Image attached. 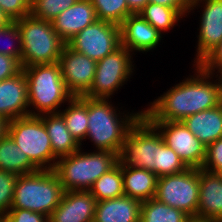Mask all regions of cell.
<instances>
[{"label":"cell","instance_id":"obj_34","mask_svg":"<svg viewBox=\"0 0 222 222\" xmlns=\"http://www.w3.org/2000/svg\"><path fill=\"white\" fill-rule=\"evenodd\" d=\"M202 169L213 173H219L222 170V138L206 147V159Z\"/></svg>","mask_w":222,"mask_h":222},{"label":"cell","instance_id":"obj_13","mask_svg":"<svg viewBox=\"0 0 222 222\" xmlns=\"http://www.w3.org/2000/svg\"><path fill=\"white\" fill-rule=\"evenodd\" d=\"M188 168L201 169L206 159V146L193 135L182 121H150Z\"/></svg>","mask_w":222,"mask_h":222},{"label":"cell","instance_id":"obj_38","mask_svg":"<svg viewBox=\"0 0 222 222\" xmlns=\"http://www.w3.org/2000/svg\"><path fill=\"white\" fill-rule=\"evenodd\" d=\"M21 70V63L15 57L0 54V81L15 76Z\"/></svg>","mask_w":222,"mask_h":222},{"label":"cell","instance_id":"obj_27","mask_svg":"<svg viewBox=\"0 0 222 222\" xmlns=\"http://www.w3.org/2000/svg\"><path fill=\"white\" fill-rule=\"evenodd\" d=\"M97 202L124 196L122 163L119 161L104 173L88 190Z\"/></svg>","mask_w":222,"mask_h":222},{"label":"cell","instance_id":"obj_8","mask_svg":"<svg viewBox=\"0 0 222 222\" xmlns=\"http://www.w3.org/2000/svg\"><path fill=\"white\" fill-rule=\"evenodd\" d=\"M161 138L157 128L142 114L125 137L119 161L126 167L146 169L158 176Z\"/></svg>","mask_w":222,"mask_h":222},{"label":"cell","instance_id":"obj_41","mask_svg":"<svg viewBox=\"0 0 222 222\" xmlns=\"http://www.w3.org/2000/svg\"><path fill=\"white\" fill-rule=\"evenodd\" d=\"M9 121L0 115V139L8 134Z\"/></svg>","mask_w":222,"mask_h":222},{"label":"cell","instance_id":"obj_32","mask_svg":"<svg viewBox=\"0 0 222 222\" xmlns=\"http://www.w3.org/2000/svg\"><path fill=\"white\" fill-rule=\"evenodd\" d=\"M0 39H4V41L6 39L9 41L6 43L5 47H0V54L15 57L20 62L22 55V42L18 25L12 21L8 26L0 28Z\"/></svg>","mask_w":222,"mask_h":222},{"label":"cell","instance_id":"obj_39","mask_svg":"<svg viewBox=\"0 0 222 222\" xmlns=\"http://www.w3.org/2000/svg\"><path fill=\"white\" fill-rule=\"evenodd\" d=\"M149 2L160 4L170 8H176L185 18L190 17L188 11L191 0H149Z\"/></svg>","mask_w":222,"mask_h":222},{"label":"cell","instance_id":"obj_10","mask_svg":"<svg viewBox=\"0 0 222 222\" xmlns=\"http://www.w3.org/2000/svg\"><path fill=\"white\" fill-rule=\"evenodd\" d=\"M155 198L190 217H197L199 169L188 168L178 174L158 177Z\"/></svg>","mask_w":222,"mask_h":222},{"label":"cell","instance_id":"obj_17","mask_svg":"<svg viewBox=\"0 0 222 222\" xmlns=\"http://www.w3.org/2000/svg\"><path fill=\"white\" fill-rule=\"evenodd\" d=\"M0 115L8 121L29 115L27 79L23 69L0 81Z\"/></svg>","mask_w":222,"mask_h":222},{"label":"cell","instance_id":"obj_15","mask_svg":"<svg viewBox=\"0 0 222 222\" xmlns=\"http://www.w3.org/2000/svg\"><path fill=\"white\" fill-rule=\"evenodd\" d=\"M119 26L121 46L127 48L133 55L137 53L146 55L160 47L159 45L165 40L164 36L139 13L129 15Z\"/></svg>","mask_w":222,"mask_h":222},{"label":"cell","instance_id":"obj_31","mask_svg":"<svg viewBox=\"0 0 222 222\" xmlns=\"http://www.w3.org/2000/svg\"><path fill=\"white\" fill-rule=\"evenodd\" d=\"M188 167L179 155L166 145L163 138L159 140L158 177L164 175L178 174Z\"/></svg>","mask_w":222,"mask_h":222},{"label":"cell","instance_id":"obj_21","mask_svg":"<svg viewBox=\"0 0 222 222\" xmlns=\"http://www.w3.org/2000/svg\"><path fill=\"white\" fill-rule=\"evenodd\" d=\"M141 202L122 196L96 203L93 222H139Z\"/></svg>","mask_w":222,"mask_h":222},{"label":"cell","instance_id":"obj_45","mask_svg":"<svg viewBox=\"0 0 222 222\" xmlns=\"http://www.w3.org/2000/svg\"><path fill=\"white\" fill-rule=\"evenodd\" d=\"M220 176H221V178H222V170L218 173Z\"/></svg>","mask_w":222,"mask_h":222},{"label":"cell","instance_id":"obj_20","mask_svg":"<svg viewBox=\"0 0 222 222\" xmlns=\"http://www.w3.org/2000/svg\"><path fill=\"white\" fill-rule=\"evenodd\" d=\"M182 122L207 147L222 138V103L215 108L192 114Z\"/></svg>","mask_w":222,"mask_h":222},{"label":"cell","instance_id":"obj_44","mask_svg":"<svg viewBox=\"0 0 222 222\" xmlns=\"http://www.w3.org/2000/svg\"><path fill=\"white\" fill-rule=\"evenodd\" d=\"M0 222H7L5 215L0 214Z\"/></svg>","mask_w":222,"mask_h":222},{"label":"cell","instance_id":"obj_22","mask_svg":"<svg viewBox=\"0 0 222 222\" xmlns=\"http://www.w3.org/2000/svg\"><path fill=\"white\" fill-rule=\"evenodd\" d=\"M124 196L144 202L155 198L158 176L142 168L126 167L122 164Z\"/></svg>","mask_w":222,"mask_h":222},{"label":"cell","instance_id":"obj_12","mask_svg":"<svg viewBox=\"0 0 222 222\" xmlns=\"http://www.w3.org/2000/svg\"><path fill=\"white\" fill-rule=\"evenodd\" d=\"M202 8V9H201ZM198 10L199 28L192 65H198L222 41V0H191L188 15Z\"/></svg>","mask_w":222,"mask_h":222},{"label":"cell","instance_id":"obj_14","mask_svg":"<svg viewBox=\"0 0 222 222\" xmlns=\"http://www.w3.org/2000/svg\"><path fill=\"white\" fill-rule=\"evenodd\" d=\"M67 90L74 96L85 95L92 87L97 62L64 46L58 60Z\"/></svg>","mask_w":222,"mask_h":222},{"label":"cell","instance_id":"obj_43","mask_svg":"<svg viewBox=\"0 0 222 222\" xmlns=\"http://www.w3.org/2000/svg\"><path fill=\"white\" fill-rule=\"evenodd\" d=\"M187 222H218V221L210 220L206 218L190 217Z\"/></svg>","mask_w":222,"mask_h":222},{"label":"cell","instance_id":"obj_36","mask_svg":"<svg viewBox=\"0 0 222 222\" xmlns=\"http://www.w3.org/2000/svg\"><path fill=\"white\" fill-rule=\"evenodd\" d=\"M198 65L205 72L222 77V41Z\"/></svg>","mask_w":222,"mask_h":222},{"label":"cell","instance_id":"obj_5","mask_svg":"<svg viewBox=\"0 0 222 222\" xmlns=\"http://www.w3.org/2000/svg\"><path fill=\"white\" fill-rule=\"evenodd\" d=\"M65 193L54 170H38L17 177L11 208L30 210L47 217Z\"/></svg>","mask_w":222,"mask_h":222},{"label":"cell","instance_id":"obj_25","mask_svg":"<svg viewBox=\"0 0 222 222\" xmlns=\"http://www.w3.org/2000/svg\"><path fill=\"white\" fill-rule=\"evenodd\" d=\"M0 170L9 171L20 176L39 169L7 134L0 139Z\"/></svg>","mask_w":222,"mask_h":222},{"label":"cell","instance_id":"obj_19","mask_svg":"<svg viewBox=\"0 0 222 222\" xmlns=\"http://www.w3.org/2000/svg\"><path fill=\"white\" fill-rule=\"evenodd\" d=\"M197 217L222 222V178L202 168L199 169Z\"/></svg>","mask_w":222,"mask_h":222},{"label":"cell","instance_id":"obj_30","mask_svg":"<svg viewBox=\"0 0 222 222\" xmlns=\"http://www.w3.org/2000/svg\"><path fill=\"white\" fill-rule=\"evenodd\" d=\"M78 0H31L30 14L35 18L52 21Z\"/></svg>","mask_w":222,"mask_h":222},{"label":"cell","instance_id":"obj_33","mask_svg":"<svg viewBox=\"0 0 222 222\" xmlns=\"http://www.w3.org/2000/svg\"><path fill=\"white\" fill-rule=\"evenodd\" d=\"M18 175L0 170V214L5 215L10 209L14 197V186Z\"/></svg>","mask_w":222,"mask_h":222},{"label":"cell","instance_id":"obj_7","mask_svg":"<svg viewBox=\"0 0 222 222\" xmlns=\"http://www.w3.org/2000/svg\"><path fill=\"white\" fill-rule=\"evenodd\" d=\"M8 135L39 170L54 169L57 158L41 116L27 115L9 121Z\"/></svg>","mask_w":222,"mask_h":222},{"label":"cell","instance_id":"obj_24","mask_svg":"<svg viewBox=\"0 0 222 222\" xmlns=\"http://www.w3.org/2000/svg\"><path fill=\"white\" fill-rule=\"evenodd\" d=\"M66 105L59 114L64 118L71 135L83 148L88 129V97L84 95L73 97Z\"/></svg>","mask_w":222,"mask_h":222},{"label":"cell","instance_id":"obj_1","mask_svg":"<svg viewBox=\"0 0 222 222\" xmlns=\"http://www.w3.org/2000/svg\"><path fill=\"white\" fill-rule=\"evenodd\" d=\"M191 67L192 75L189 73L182 82L175 83L145 105L143 115L149 121H183L222 103V77L205 72L199 65Z\"/></svg>","mask_w":222,"mask_h":222},{"label":"cell","instance_id":"obj_26","mask_svg":"<svg viewBox=\"0 0 222 222\" xmlns=\"http://www.w3.org/2000/svg\"><path fill=\"white\" fill-rule=\"evenodd\" d=\"M139 14L164 37L169 31L175 29V26H180L178 25L179 22L181 23L182 20L185 21V17L176 8L152 2H148Z\"/></svg>","mask_w":222,"mask_h":222},{"label":"cell","instance_id":"obj_28","mask_svg":"<svg viewBox=\"0 0 222 222\" xmlns=\"http://www.w3.org/2000/svg\"><path fill=\"white\" fill-rule=\"evenodd\" d=\"M184 211L168 206L156 198L141 202L139 222H187Z\"/></svg>","mask_w":222,"mask_h":222},{"label":"cell","instance_id":"obj_40","mask_svg":"<svg viewBox=\"0 0 222 222\" xmlns=\"http://www.w3.org/2000/svg\"><path fill=\"white\" fill-rule=\"evenodd\" d=\"M148 2L149 0H127L129 10L133 14H138Z\"/></svg>","mask_w":222,"mask_h":222},{"label":"cell","instance_id":"obj_42","mask_svg":"<svg viewBox=\"0 0 222 222\" xmlns=\"http://www.w3.org/2000/svg\"><path fill=\"white\" fill-rule=\"evenodd\" d=\"M12 21L0 8V28L8 26Z\"/></svg>","mask_w":222,"mask_h":222},{"label":"cell","instance_id":"obj_37","mask_svg":"<svg viewBox=\"0 0 222 222\" xmlns=\"http://www.w3.org/2000/svg\"><path fill=\"white\" fill-rule=\"evenodd\" d=\"M7 222H48V217L30 210L11 208L6 214Z\"/></svg>","mask_w":222,"mask_h":222},{"label":"cell","instance_id":"obj_6","mask_svg":"<svg viewBox=\"0 0 222 222\" xmlns=\"http://www.w3.org/2000/svg\"><path fill=\"white\" fill-rule=\"evenodd\" d=\"M21 33V67L58 62L66 43L53 29L51 21L31 14L14 21Z\"/></svg>","mask_w":222,"mask_h":222},{"label":"cell","instance_id":"obj_9","mask_svg":"<svg viewBox=\"0 0 222 222\" xmlns=\"http://www.w3.org/2000/svg\"><path fill=\"white\" fill-rule=\"evenodd\" d=\"M134 55L120 46L111 54L97 61L92 87L84 95L90 98L112 99L134 75Z\"/></svg>","mask_w":222,"mask_h":222},{"label":"cell","instance_id":"obj_29","mask_svg":"<svg viewBox=\"0 0 222 222\" xmlns=\"http://www.w3.org/2000/svg\"><path fill=\"white\" fill-rule=\"evenodd\" d=\"M95 8L98 20L120 25L129 15L133 14L127 0H89Z\"/></svg>","mask_w":222,"mask_h":222},{"label":"cell","instance_id":"obj_11","mask_svg":"<svg viewBox=\"0 0 222 222\" xmlns=\"http://www.w3.org/2000/svg\"><path fill=\"white\" fill-rule=\"evenodd\" d=\"M66 45L97 62L121 46L120 26L97 19L77 33Z\"/></svg>","mask_w":222,"mask_h":222},{"label":"cell","instance_id":"obj_16","mask_svg":"<svg viewBox=\"0 0 222 222\" xmlns=\"http://www.w3.org/2000/svg\"><path fill=\"white\" fill-rule=\"evenodd\" d=\"M96 203L89 191H65L60 204L49 215L48 222H93Z\"/></svg>","mask_w":222,"mask_h":222},{"label":"cell","instance_id":"obj_3","mask_svg":"<svg viewBox=\"0 0 222 222\" xmlns=\"http://www.w3.org/2000/svg\"><path fill=\"white\" fill-rule=\"evenodd\" d=\"M22 69L27 79L29 115L59 113L74 97L66 88L58 62Z\"/></svg>","mask_w":222,"mask_h":222},{"label":"cell","instance_id":"obj_2","mask_svg":"<svg viewBox=\"0 0 222 222\" xmlns=\"http://www.w3.org/2000/svg\"><path fill=\"white\" fill-rule=\"evenodd\" d=\"M123 108L113 104L112 99L88 97V129L84 141L90 140L93 150L120 155L129 129L143 114L142 109L130 112Z\"/></svg>","mask_w":222,"mask_h":222},{"label":"cell","instance_id":"obj_35","mask_svg":"<svg viewBox=\"0 0 222 222\" xmlns=\"http://www.w3.org/2000/svg\"><path fill=\"white\" fill-rule=\"evenodd\" d=\"M30 2L31 0H0V8L14 22L30 14Z\"/></svg>","mask_w":222,"mask_h":222},{"label":"cell","instance_id":"obj_4","mask_svg":"<svg viewBox=\"0 0 222 222\" xmlns=\"http://www.w3.org/2000/svg\"><path fill=\"white\" fill-rule=\"evenodd\" d=\"M119 162V155L111 151L80 148L57 160L54 172L65 191H88L96 180Z\"/></svg>","mask_w":222,"mask_h":222},{"label":"cell","instance_id":"obj_23","mask_svg":"<svg viewBox=\"0 0 222 222\" xmlns=\"http://www.w3.org/2000/svg\"><path fill=\"white\" fill-rule=\"evenodd\" d=\"M51 141L53 155L59 159L68 156L81 148L66 127L64 118L59 113L40 115Z\"/></svg>","mask_w":222,"mask_h":222},{"label":"cell","instance_id":"obj_18","mask_svg":"<svg viewBox=\"0 0 222 222\" xmlns=\"http://www.w3.org/2000/svg\"><path fill=\"white\" fill-rule=\"evenodd\" d=\"M96 20L97 16L92 3L89 0H78L51 22L55 32L67 43Z\"/></svg>","mask_w":222,"mask_h":222}]
</instances>
